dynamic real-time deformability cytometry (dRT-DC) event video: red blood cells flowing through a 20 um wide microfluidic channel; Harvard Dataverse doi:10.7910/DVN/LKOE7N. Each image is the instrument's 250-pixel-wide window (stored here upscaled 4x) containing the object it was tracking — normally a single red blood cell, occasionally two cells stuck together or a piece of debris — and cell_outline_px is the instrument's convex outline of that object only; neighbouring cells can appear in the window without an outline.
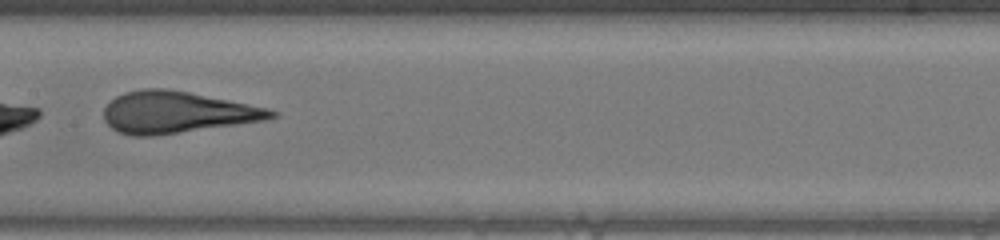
{"species": "human", "species_latin": "Homo sapiens", "temperature_condition": "warm", "stored_images_in_passage": 43, "camera_frame_rate_fps": 3000, "um_per_image_px": 0.085, "donor": {"sex": "male"}, "frame": {"image": 1, "passage_image": 21, "time_ms": 6.667, "image_size_px": [1000, 240], "cell_outline_px": [[280, 116], [268, 120], [152, 136], [132, 136], [116, 132], [104, 120], [104, 108], [116, 96], [124, 92], [140, 88], [168, 88], [268, 108], [280, 112]], "centroid_in_image_um": [15.04, 9.55], "position_along_channel_um": 192.4, "area_um2": 40.75}}
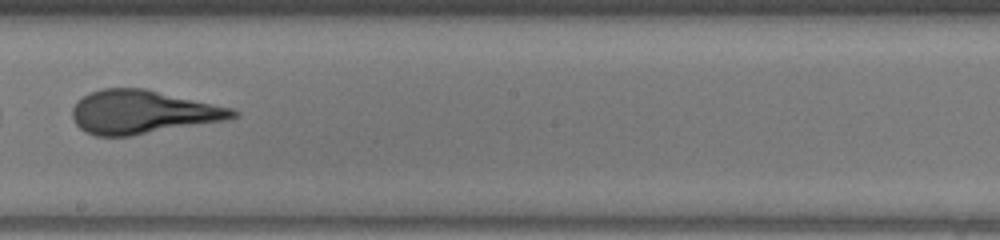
{"frame": {"image": 2, "passage_image": 24, "time_ms": 7.667, "image_size_px": [1000, 240], "cell_outline_px": [[240, 116], [228, 120], [132, 136], [96, 136], [84, 132], [76, 124], [72, 116], [72, 108], [84, 96], [100, 88], [144, 88], [232, 108], [240, 112]], "centroid_in_image_um": [12.15, 9.54], "position_along_channel_um": 236.0, "area_um2": 40.75}}
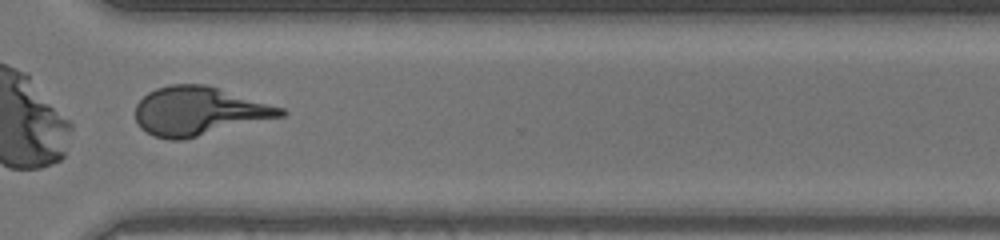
{"frame": {"image": 3, "passage_image": 32, "time_ms": 10.333, "image_size_px": [1000, 240], "cell_outline_px": [[288, 112], [284, 116], [184, 140], [172, 140], [152, 136], [140, 128], [136, 120], [136, 104], [148, 92], [156, 88], [172, 84], [204, 84], [284, 108]], "centroid_in_image_um": [16.89, 9.46], "position_along_channel_um": 353.7, "area_um2": 41.15}}